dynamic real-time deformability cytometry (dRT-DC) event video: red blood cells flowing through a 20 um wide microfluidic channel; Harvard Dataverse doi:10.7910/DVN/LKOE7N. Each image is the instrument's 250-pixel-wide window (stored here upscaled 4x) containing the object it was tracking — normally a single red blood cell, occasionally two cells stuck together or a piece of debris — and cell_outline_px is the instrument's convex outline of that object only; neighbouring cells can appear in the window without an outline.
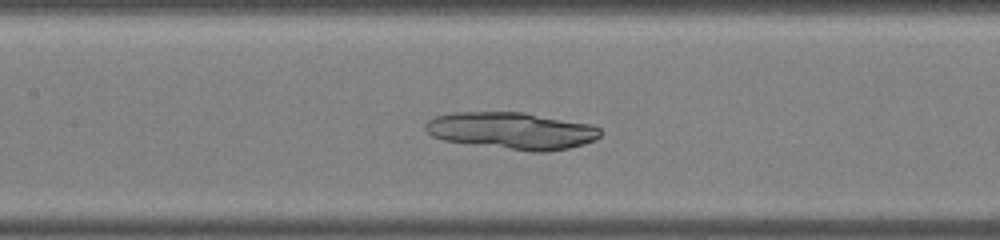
{"species": "common noctule bat (a hibernating species)", "species_latin": "Nyctalus noctula", "temperature_condition": "warm", "stored_images_in_passage": 9, "camera_frame_rate_fps": 3000, "um_per_image_px": 0.085, "animal": {"sex": "male", "body_mass_g": 19.0, "forearm_length_mm": 50.8}, "frame": {"image": 1, "passage_image": 8, "time_ms": 2.333, "image_size_px": [1000, 240], "cell_outline_px": [[600, 136], [596, 140], [584, 144], [568, 148], [544, 152], [532, 152], [444, 140], [432, 136], [424, 128], [424, 124], [428, 120], [436, 116], [452, 112], [524, 112], [592, 124], [600, 128]], "centroid_in_image_um": [43.53, 11.1], "position_along_channel_um": 163.9, "area_um2": 37.74}}